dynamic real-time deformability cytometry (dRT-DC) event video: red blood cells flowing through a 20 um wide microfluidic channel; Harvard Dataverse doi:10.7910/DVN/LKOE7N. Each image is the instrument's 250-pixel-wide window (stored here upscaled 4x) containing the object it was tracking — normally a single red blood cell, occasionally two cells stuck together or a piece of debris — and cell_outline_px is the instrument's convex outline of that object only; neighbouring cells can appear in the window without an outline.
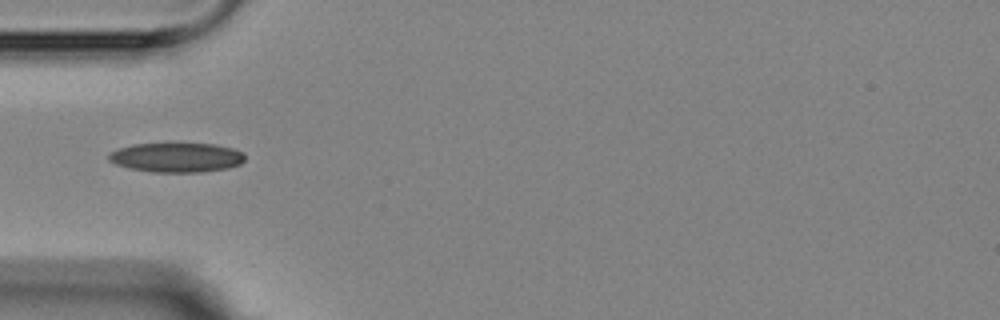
{"species": "Egyptian fruit bat (a non-hibernating species)", "species_latin": "Rousettus aegyptiacus", "temperature_condition": "room temperature", "stored_images_in_passage": 5, "camera_frame_rate_fps": 3000, "um_per_image_px": 0.085, "animal": {"sex": "female"}, "frame": {"image": 1, "passage_image": 1, "time_ms": 0.0, "image_size_px": [1000, 320], "cell_outline_px": [[244, 160], [240, 164], [228, 168], [200, 172], [152, 172], [132, 168], [116, 164], [108, 160], [108, 152], [132, 144], [216, 144], [232, 148], [244, 152]], "centroid_in_image_um": [15.01, 13.38], "position_along_channel_um": 70.0, "area_um2": 23.29}}
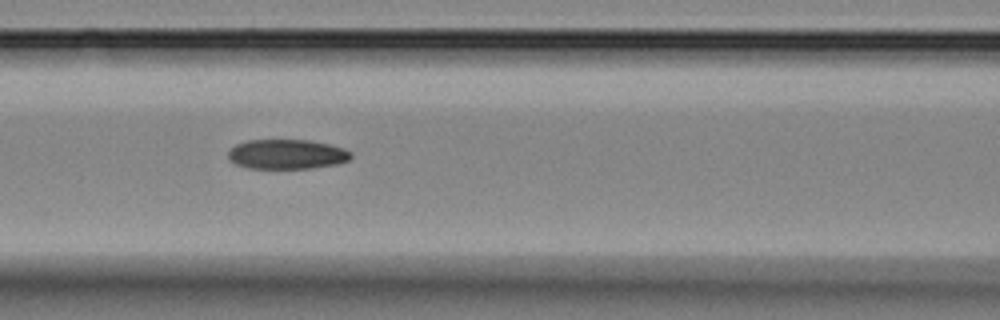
{"frame": {"image": 2, "passage_image": 3, "time_ms": 2.0, "image_size_px": [1000, 320], "cell_outline_px": [[352, 156], [348, 160], [336, 164], [312, 168], [248, 168], [236, 164], [228, 160], [228, 152], [236, 144], [244, 140], [308, 140], [328, 144], [344, 148], [352, 152]], "centroid_in_image_um": [24.37, 13.1], "position_along_channel_um": 142.2, "area_um2": 21.27}}
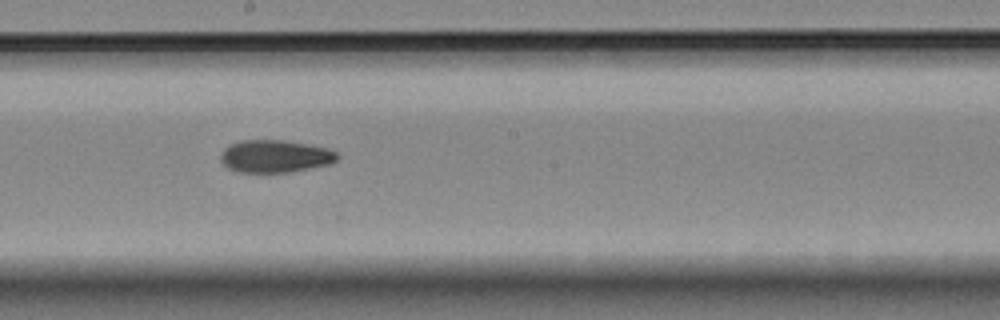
{"frame": {"image": 3, "passage_image": 5, "time_ms": 4.333, "image_size_px": [1000, 320], "cell_outline_px": [[340, 156], [336, 160], [328, 164], [288, 172], [240, 172], [228, 168], [220, 160], [220, 156], [224, 148], [228, 144], [240, 140], [284, 140], [324, 148], [336, 152]], "centroid_in_image_um": [23.32, 13.27], "position_along_channel_um": 224.9, "area_um2": 21.85}}